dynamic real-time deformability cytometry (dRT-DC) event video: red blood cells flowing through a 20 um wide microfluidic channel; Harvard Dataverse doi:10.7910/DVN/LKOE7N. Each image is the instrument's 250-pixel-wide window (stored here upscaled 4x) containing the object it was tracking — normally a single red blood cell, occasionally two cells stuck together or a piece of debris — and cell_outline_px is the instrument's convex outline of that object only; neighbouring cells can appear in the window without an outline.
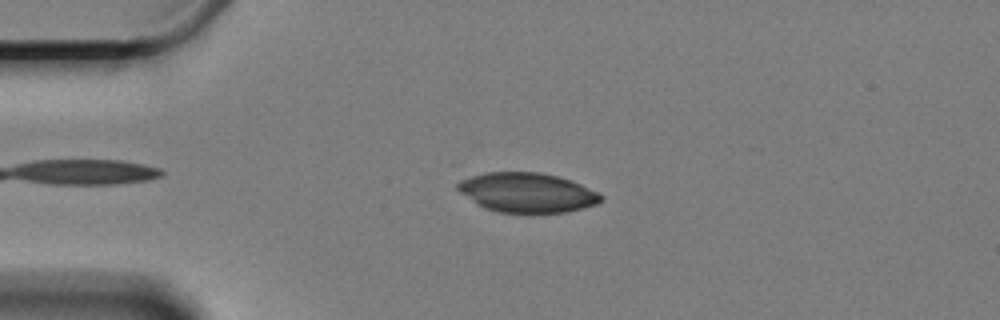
{"species": "Egyptian fruit bat (a non-hibernating species)", "species_latin": "Rousettus aegyptiacus", "temperature_condition": "cold", "stored_images_in_passage": 23, "camera_frame_rate_fps": 3000, "um_per_image_px": 0.085, "animal": {"sex": "female"}, "frame": {"image": 1, "passage_image": 10, "time_ms": 3.0, "image_size_px": [1000, 320], "cell_outline_px": [[604, 200], [596, 204], [584, 208], [568, 212], [500, 212], [484, 208], [476, 204], [460, 192], [456, 188], [456, 184], [460, 180], [484, 172], [540, 172], [556, 176], [580, 184], [600, 192], [604, 196]], "centroid_in_image_um": [44.82, 16.36], "position_along_channel_um": 40.2, "area_um2": 33.06}}
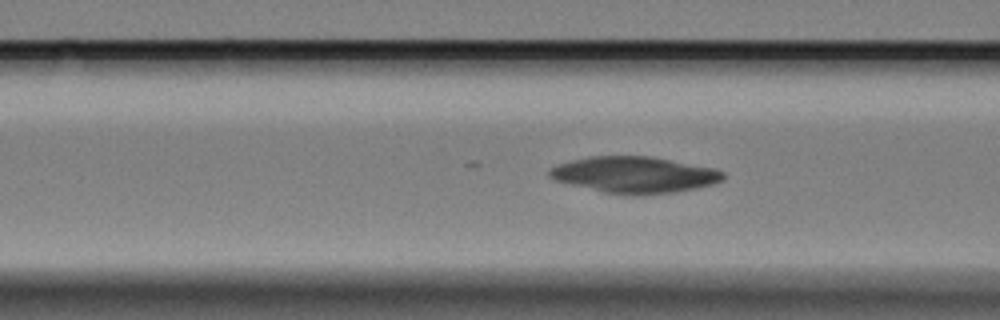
{"frame": {"image": 2, "passage_image": 19, "time_ms": 6.0, "image_size_px": [1000, 320], "cell_outline_px": [[724, 180], [712, 184], [696, 188], [676, 192], [632, 196], [604, 192], [556, 180], [548, 176], [548, 172], [556, 164], [588, 156], [652, 156], [716, 168], [724, 172]], "centroid_in_image_um": [53.97, 14.85], "position_along_channel_um": 112.6, "area_um2": 36.88}}
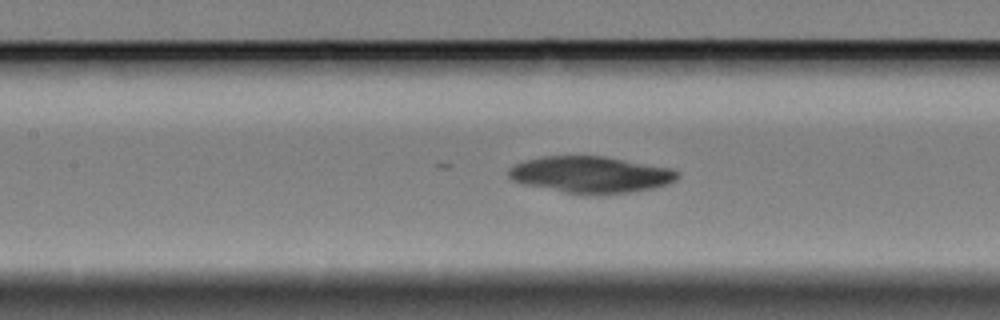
{"frame": {"image": 3, "passage_image": 23, "time_ms": 7.333, "image_size_px": [1000, 320], "cell_outline_px": [[680, 176], [676, 180], [668, 184], [652, 188], [628, 192], [596, 196], [564, 192], [524, 184], [512, 180], [508, 176], [508, 168], [512, 164], [524, 160], [544, 156], [604, 156], [668, 168], [680, 172]], "centroid_in_image_um": [50.17, 14.85], "position_along_channel_um": 157.2, "area_um2": 36.13}}